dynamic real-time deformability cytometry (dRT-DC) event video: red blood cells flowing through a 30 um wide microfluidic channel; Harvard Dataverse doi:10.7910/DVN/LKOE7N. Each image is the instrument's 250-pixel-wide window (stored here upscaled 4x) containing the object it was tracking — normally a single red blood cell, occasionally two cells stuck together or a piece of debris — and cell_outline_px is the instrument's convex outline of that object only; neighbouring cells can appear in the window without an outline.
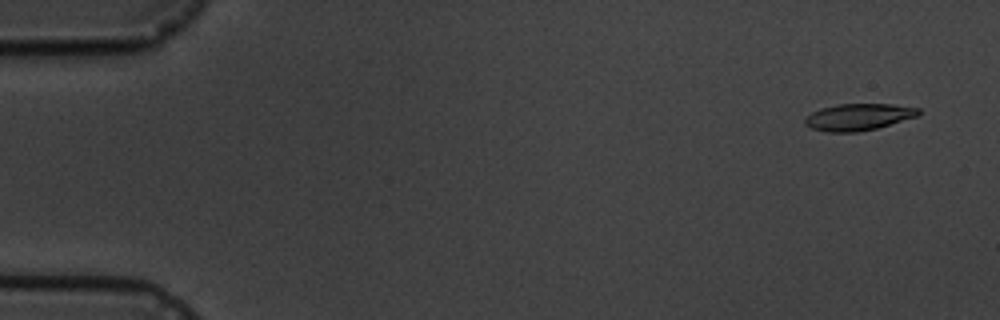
{"species": "common noctule bat (a hibernating species)", "species_latin": "Nyctalus noctula", "temperature_condition": "cold", "stored_images_in_passage": 5, "camera_frame_rate_fps": 3000, "um_per_image_px": 0.085, "animal": {"sex": "male", "body_mass_g": 19.5, "forearm_length_mm": 54.6}, "frame": {"image": 1, "passage_image": 1, "time_ms": 0.0, "image_size_px": [1000, 320], "cell_outline_px": [[920, 112], [916, 116], [876, 128], [856, 132], [828, 132], [812, 128], [804, 124], [804, 116], [820, 108], [836, 104], [892, 104], [920, 108]], "centroid_in_image_um": [72.91, 9.93], "position_along_channel_um": 12.1, "area_um2": 17.63}}
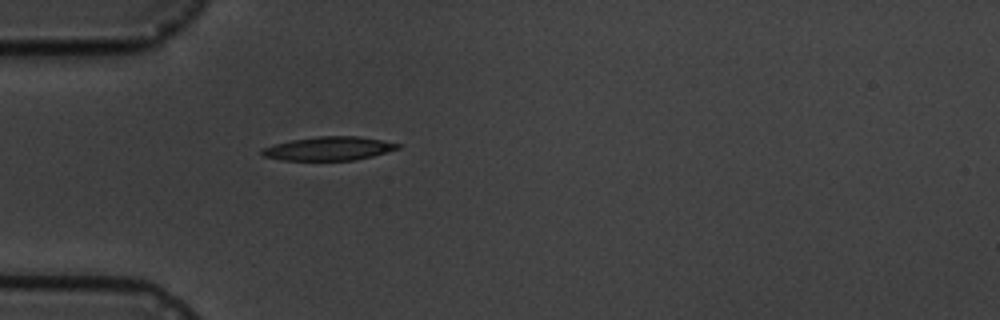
{"frame": {"image": 2, "passage_image": 5, "time_ms": 4.667, "image_size_px": [1000, 320], "cell_outline_px": [[400, 148], [372, 156], [352, 160], [280, 160], [260, 156], [260, 152], [264, 148], [276, 144], [292, 140], [320, 136], [360, 136], [400, 144]], "centroid_in_image_um": [27.92, 12.63], "position_along_channel_um": 57.1, "area_um2": 18.55}}